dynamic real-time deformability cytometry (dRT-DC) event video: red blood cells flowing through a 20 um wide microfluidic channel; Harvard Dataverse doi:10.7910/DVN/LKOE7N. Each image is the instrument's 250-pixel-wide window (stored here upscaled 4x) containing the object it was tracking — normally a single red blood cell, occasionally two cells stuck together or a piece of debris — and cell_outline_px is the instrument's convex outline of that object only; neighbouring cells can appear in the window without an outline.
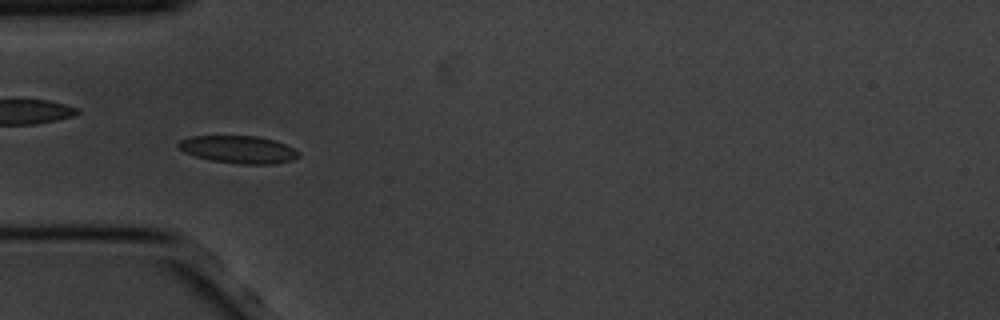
{"species": "common noctule bat (a hibernating species)", "species_latin": "Nyctalus noctula", "temperature_condition": "cold", "stored_images_in_passage": 57, "camera_frame_rate_fps": 3000, "um_per_image_px": 0.085, "animal": {"sex": "male", "body_mass_g": 20.1, "forearm_length_mm": 53.5}, "frame": {"image": 1, "passage_image": 17, "time_ms": 5.333, "image_size_px": [1000, 320], "cell_outline_px": [[300, 156], [292, 160], [276, 164], [236, 164], [212, 160], [196, 156], [184, 152], [176, 144], [180, 140], [192, 136], [256, 136], [272, 140], [284, 144], [300, 152]], "centroid_in_image_um": [20.28, 12.71], "position_along_channel_um": 64.7, "area_um2": 19.19}}
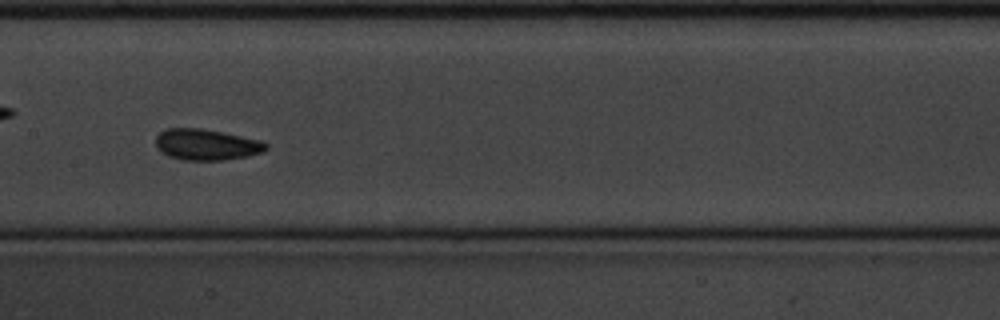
{"frame": {"image": 2, "passage_image": 28, "time_ms": 9.0, "image_size_px": [1000, 320], "cell_outline_px": [[268, 148], [264, 152], [248, 156], [220, 160], [180, 160], [168, 156], [160, 152], [156, 148], [156, 136], [160, 132], [168, 128], [200, 128], [224, 132], [264, 140], [268, 144]], "centroid_in_image_um": [17.57, 12.29], "position_along_channel_um": 189.8, "area_um2": 20.35}}
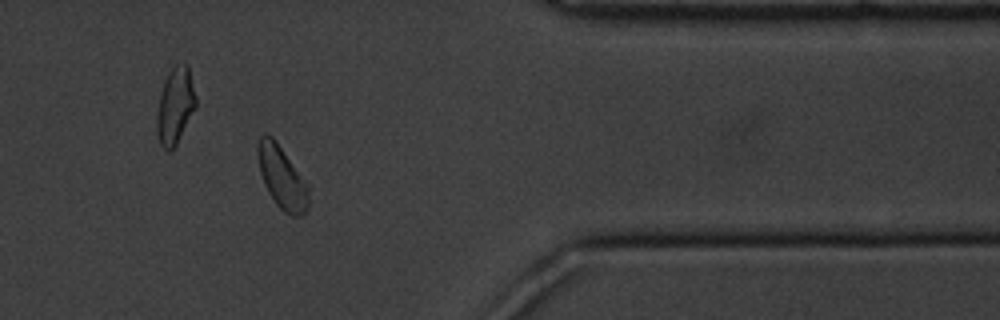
{"frame": {"image": 3, "passage_image": 47, "time_ms": 15.333, "image_size_px": [1000, 320], "cell_outline_px": [[308, 208], [300, 216], [292, 216], [284, 212], [276, 204], [268, 192], [264, 184], [260, 172], [256, 156], [256, 148], [260, 136], [264, 132], [272, 136], [308, 184]], "centroid_in_image_um": [23.93, 15.06], "position_along_channel_um": 387.5, "area_um2": 18.55}, "authors_computed_cell_mechanics": {"area_um2": 19.1896, "velocity_mm_per_s": 3.4127, "shape_relaxation_time_tau1_ms": 1.9644, "shape_relaxation_time_tau2_ms": 2.5322, "deformation_change_tau1": 0.0793, "deformation_change_tau2": 0.0675}}